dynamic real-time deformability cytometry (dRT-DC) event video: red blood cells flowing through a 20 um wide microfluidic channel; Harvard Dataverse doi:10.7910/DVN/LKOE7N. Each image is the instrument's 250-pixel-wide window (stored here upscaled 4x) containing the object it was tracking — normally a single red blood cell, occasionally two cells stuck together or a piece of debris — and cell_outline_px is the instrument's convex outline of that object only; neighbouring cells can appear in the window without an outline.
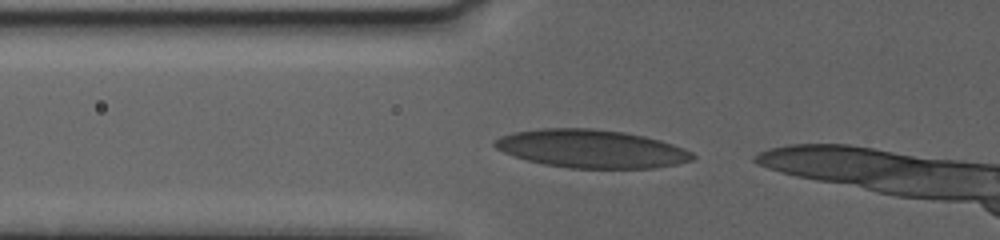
{"species": "human", "species_latin": "Homo sapiens", "temperature_condition": "warm", "stored_images_in_passage": 11, "camera_frame_rate_fps": 3000, "um_per_image_px": 0.085, "donor": {"sex": "female"}, "frame": {"image": 1, "passage_image": 2, "time_ms": 0.333, "image_size_px": [1000, 240], "cell_outline_px": [[696, 156], [692, 160], [676, 164], [652, 168], [568, 168], [544, 164], [512, 156], [496, 148], [492, 144], [500, 136], [512, 132], [540, 128], [592, 128], [624, 132], [644, 136], [660, 140], [684, 148], [692, 152]], "centroid_in_image_um": [50.24, 12.64], "position_along_channel_um": 75.6, "area_um2": 44.04}}
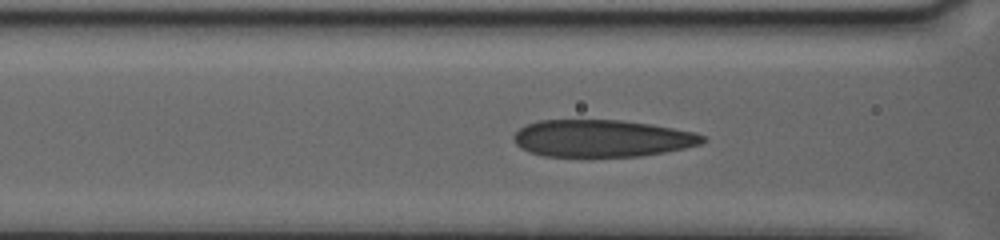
{"frame": {"image": 2, "passage_image": 7, "time_ms": 1.667, "image_size_px": [1000, 240], "cell_outline_px": [[708, 140], [700, 144], [684, 148], [664, 152], [640, 156], [544, 156], [528, 152], [520, 148], [516, 144], [512, 136], [520, 128], [528, 124], [540, 120], [624, 120], [652, 124], [696, 132], [704, 136]], "centroid_in_image_um": [51.18, 11.75], "position_along_channel_um": 115.4, "area_um2": 40.98}}